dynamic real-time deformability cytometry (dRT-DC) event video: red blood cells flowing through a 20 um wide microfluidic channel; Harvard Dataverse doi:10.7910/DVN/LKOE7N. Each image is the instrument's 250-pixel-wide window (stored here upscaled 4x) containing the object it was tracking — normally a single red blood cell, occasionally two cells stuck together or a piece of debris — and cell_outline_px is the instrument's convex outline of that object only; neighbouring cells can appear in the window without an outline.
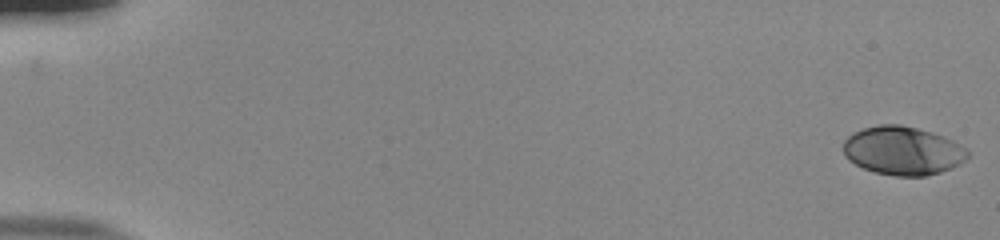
{"species": "human", "species_latin": "Homo sapiens", "temperature_condition": "room temperature", "stored_images_in_passage": 55, "camera_frame_rate_fps": 3000, "um_per_image_px": 0.085, "donor": {"sex": "male"}, "frame": {"image": 1, "passage_image": 1, "time_ms": 0.0, "image_size_px": [1000, 240], "cell_outline_px": [[968, 156], [960, 164], [952, 168], [940, 172], [924, 176], [896, 176], [876, 172], [864, 168], [848, 160], [844, 156], [844, 140], [852, 132], [864, 128], [880, 124], [900, 124], [932, 132], [944, 136], [968, 148]], "centroid_in_image_um": [76.74, 12.8], "position_along_channel_um": 8.3, "area_um2": 35.26}}
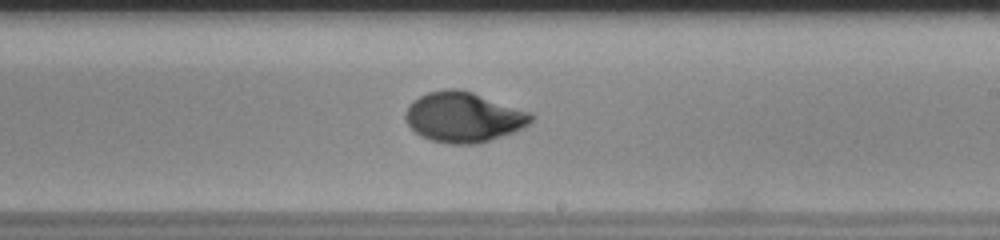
{"frame": {"image": 2, "passage_image": 34, "time_ms": 11.0, "image_size_px": [1000, 240], "cell_outline_px": [[536, 116], [528, 124], [512, 132], [480, 144], [448, 144], [432, 140], [420, 136], [408, 124], [404, 116], [408, 104], [412, 100], [428, 92], [444, 88], [460, 88], [532, 112]], "centroid_in_image_um": [39.39, 9.94], "position_along_channel_um": 249.6, "area_um2": 36.93}}
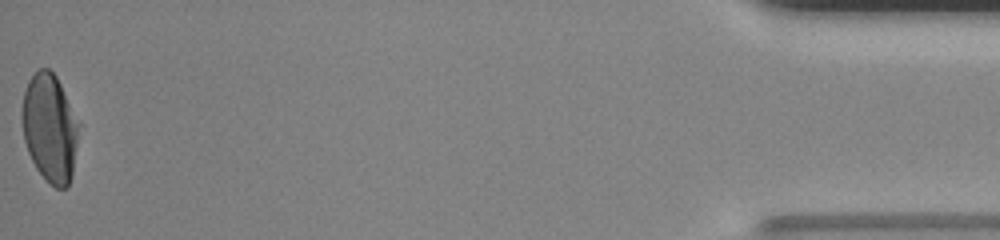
{"frame": {"image": 3, "passage_image": 55, "time_ms": 18.0, "image_size_px": [1000, 240], "cell_outline_px": [[80, 124], [72, 172], [68, 184], [64, 188], [56, 188], [36, 168], [28, 152], [24, 140], [20, 120], [20, 112], [24, 92], [28, 80], [40, 68], [48, 68], [56, 76]], "centroid_in_image_um": [4.2, 10.84], "position_along_channel_um": 431.0, "area_um2": 35.6}, "authors_computed_cell_mechanics": {"area_um2": 35.3736, "velocity_mm_per_s": 3.8272, "shape_relaxation_time_tau1_ms": 4.9317, "shape_relaxation_time_tau2_ms": null, "deformation_change_tau1": 0.1948, "deformation_change_tau2": null}}